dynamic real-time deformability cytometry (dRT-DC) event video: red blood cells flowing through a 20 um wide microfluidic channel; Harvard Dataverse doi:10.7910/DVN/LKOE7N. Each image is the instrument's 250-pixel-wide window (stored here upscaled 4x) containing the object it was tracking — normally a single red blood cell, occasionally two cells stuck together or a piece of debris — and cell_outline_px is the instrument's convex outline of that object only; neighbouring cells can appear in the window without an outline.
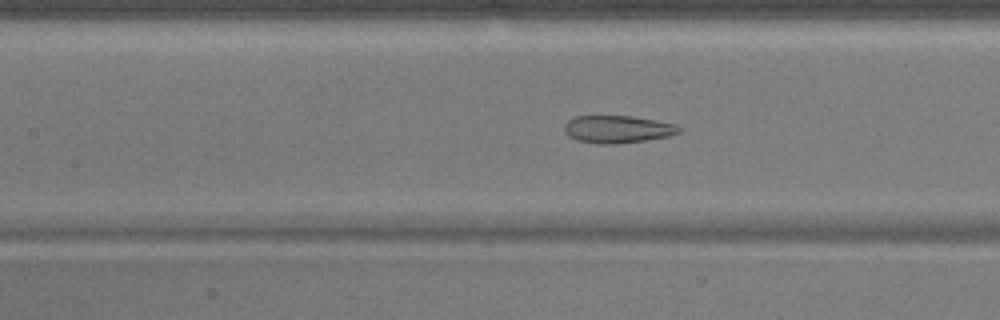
{"species": "common noctule bat (a hibernating species)", "species_latin": "Nyctalus noctula", "temperature_condition": "warm", "stored_images_in_passage": 52, "segment_of_instrument_passage": [1, 2], "camera_frame_rate_fps": 3000, "um_per_image_px": 0.085, "animal": {"sex": "male", "body_mass_g": 17.9}, "frame": {"image": 1, "passage_image": 22, "time_ms": 7.0, "image_size_px": [1000, 320], "cell_outline_px": [[684, 128], [680, 132], [668, 136], [644, 140], [616, 144], [600, 144], [576, 140], [568, 136], [564, 132], [564, 124], [568, 120], [576, 116], [632, 116], [676, 124]], "centroid_in_image_um": [52.48, 10.98], "position_along_channel_um": 154.9, "area_um2": 18.44}}
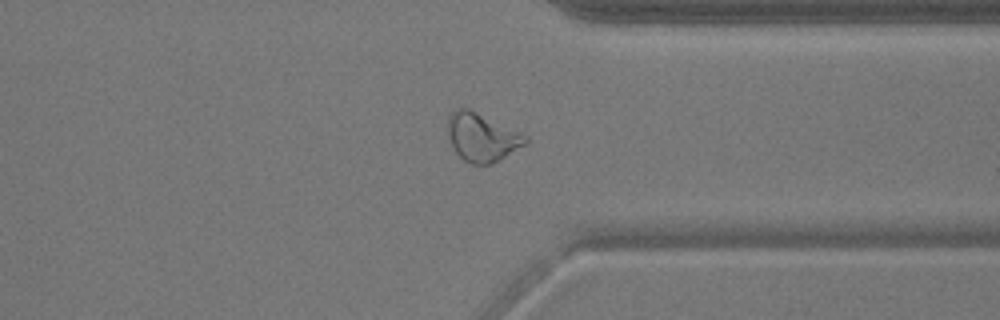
{"frame": {"image": 2, "passage_image": 39, "time_ms": 12.667, "image_size_px": [1000, 320], "cell_outline_px": [[528, 144], [492, 164], [472, 164], [464, 160], [452, 148], [448, 136], [448, 116], [456, 108], [468, 108], [520, 132], [528, 136]], "centroid_in_image_um": [40.97, 11.68], "position_along_channel_um": 370.4, "area_um2": 21.91}}
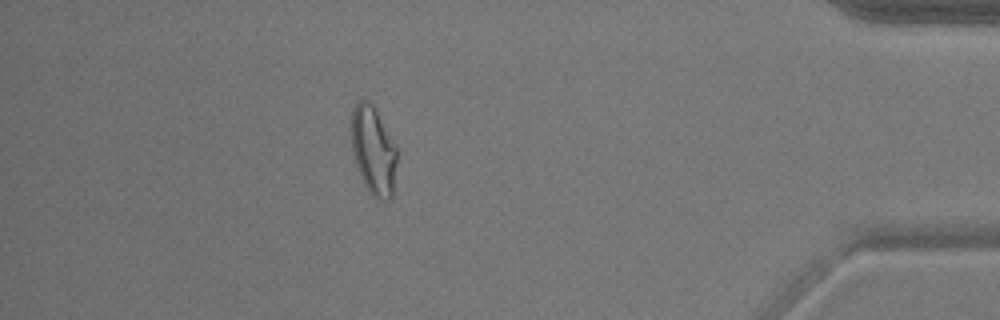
{"frame": {"image": 3, "passage_image": 45, "time_ms": 14.667, "image_size_px": [1000, 320], "cell_outline_px": [[400, 148], [392, 196], [388, 200], [384, 200], [372, 196], [364, 184], [360, 176], [352, 152], [352, 108], [356, 100], [368, 100], [376, 108]], "centroid_in_image_um": [31.79, 12.76], "position_along_channel_um": 403.4, "area_um2": 24.39}}